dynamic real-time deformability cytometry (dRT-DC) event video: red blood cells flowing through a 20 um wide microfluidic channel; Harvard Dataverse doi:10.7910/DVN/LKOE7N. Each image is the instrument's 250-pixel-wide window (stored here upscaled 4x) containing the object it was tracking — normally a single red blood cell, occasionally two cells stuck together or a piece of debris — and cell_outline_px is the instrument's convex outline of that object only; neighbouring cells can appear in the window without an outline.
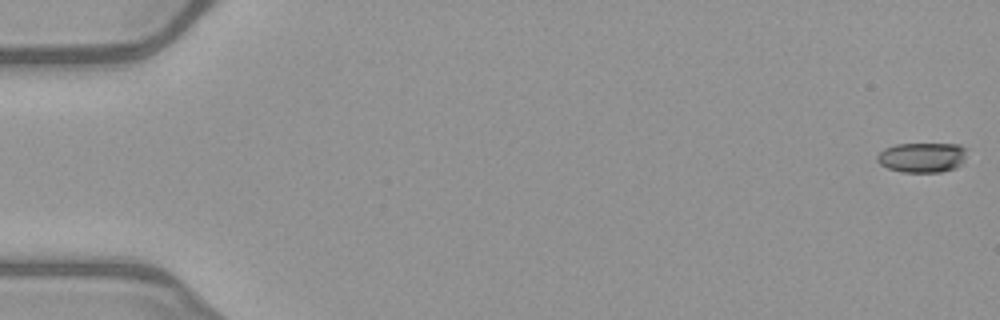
{"species": "common noctule bat (a hibernating species)", "species_latin": "Nyctalus noctula", "temperature_condition": "warm", "stored_images_in_passage": 52, "camera_frame_rate_fps": 3000, "um_per_image_px": 0.085, "animal": {"sex": "female", "body_mass_g": 21.9}, "frame": {"image": 1, "passage_image": 1, "time_ms": 0.0, "image_size_px": [1000, 320], "cell_outline_px": [[968, 148], [964, 160], [956, 168], [940, 172], [904, 172], [888, 168], [880, 164], [876, 160], [876, 156], [884, 148], [896, 144], [960, 144]], "centroid_in_image_um": [78.4, 13.37], "position_along_channel_um": 6.6, "area_um2": 15.78}}
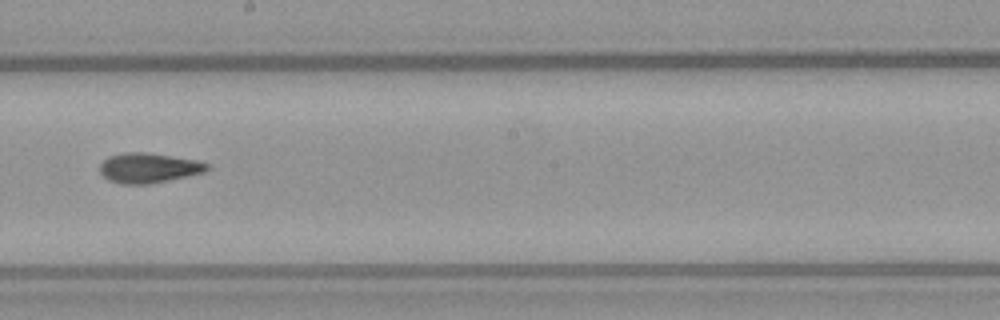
{"frame": {"image": 2, "passage_image": 30, "time_ms": 9.667, "image_size_px": [1000, 320], "cell_outline_px": [[208, 168], [204, 172], [188, 176], [148, 184], [120, 184], [108, 180], [100, 172], [100, 164], [108, 156], [128, 152], [148, 152], [196, 160], [208, 164]], "centroid_in_image_um": [12.6, 14.27], "position_along_channel_um": 235.6, "area_um2": 18.61}}
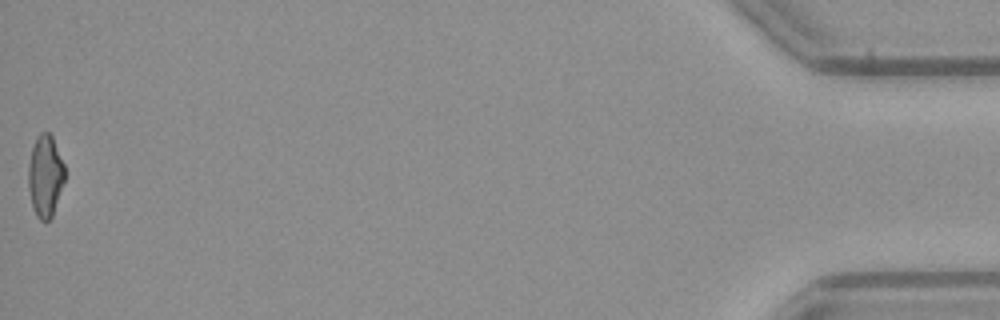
{"frame": {"image": 3, "passage_image": 52, "time_ms": 17.0, "image_size_px": [1000, 320], "cell_outline_px": [[64, 180], [52, 216], [48, 220], [40, 220], [36, 216], [32, 208], [28, 188], [28, 164], [32, 148], [36, 136], [40, 132], [48, 132], [52, 136], [64, 164]], "centroid_in_image_um": [3.82, 14.94], "position_along_channel_um": 431.4, "area_um2": 17.34}, "authors_computed_cell_mechanics": {"area_um2": 18.0914, "velocity_mm_per_s": 4.0559, "shape_relaxation_time_tau1_ms": null, "shape_relaxation_time_tau2_ms": 4.7535, "deformation_change_tau1": null, "deformation_change_tau2": 0.1424}}